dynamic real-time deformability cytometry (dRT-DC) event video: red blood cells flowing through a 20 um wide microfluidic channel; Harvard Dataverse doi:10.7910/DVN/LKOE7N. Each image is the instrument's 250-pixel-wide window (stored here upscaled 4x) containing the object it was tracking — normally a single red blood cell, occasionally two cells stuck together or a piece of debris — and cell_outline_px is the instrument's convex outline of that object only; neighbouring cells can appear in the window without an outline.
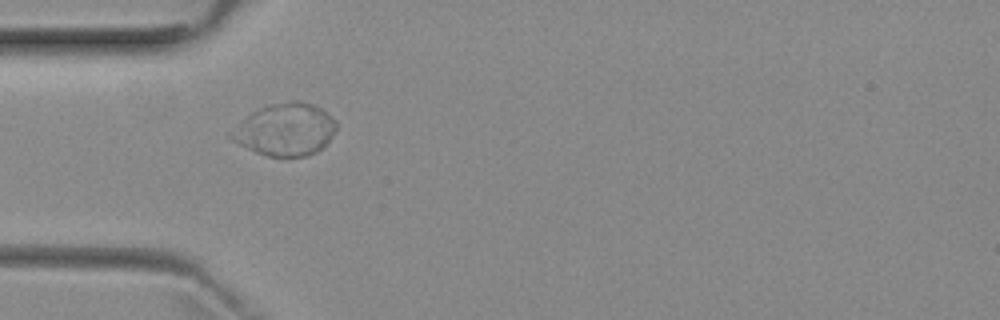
{"species": "common noctule bat (a hibernating species)", "species_latin": "Nyctalus noctula", "temperature_condition": "room temperature", "stored_images_in_passage": 10, "camera_frame_rate_fps": 3000, "um_per_image_px": 0.085, "animal": {"sex": "female", "body_mass_g": 29.2, "forearm_length_mm": 56.3}, "frame": {"image": 1, "passage_image": 4, "time_ms": 5.0, "image_size_px": [1000, 320], "cell_outline_px": [[336, 128], [328, 140], [316, 152], [304, 156], [268, 156], [256, 152], [232, 140], [228, 136], [252, 112], [260, 108], [272, 104], [292, 100], [300, 100], [312, 104], [320, 108], [332, 116], [336, 120]], "centroid_in_image_um": [24.28, 11.0], "position_along_channel_um": 60.7, "area_um2": 31.33}}
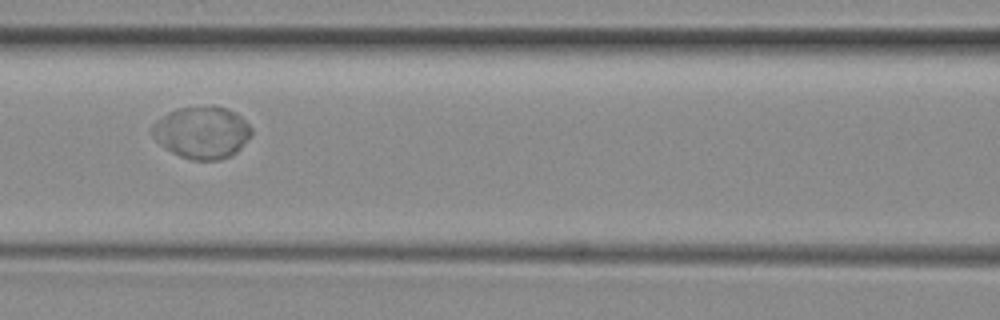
{"frame": {"image": 2, "passage_image": 6, "time_ms": 7.333, "image_size_px": [1000, 320], "cell_outline_px": [[252, 136], [236, 152], [228, 156], [216, 160], [192, 160], [180, 156], [172, 152], [160, 144], [152, 136], [152, 124], [156, 120], [168, 112], [180, 108], [212, 104], [228, 108], [236, 112], [252, 128]], "centroid_in_image_um": [17.17, 11.23], "position_along_channel_um": 149.4, "area_um2": 30.4}}
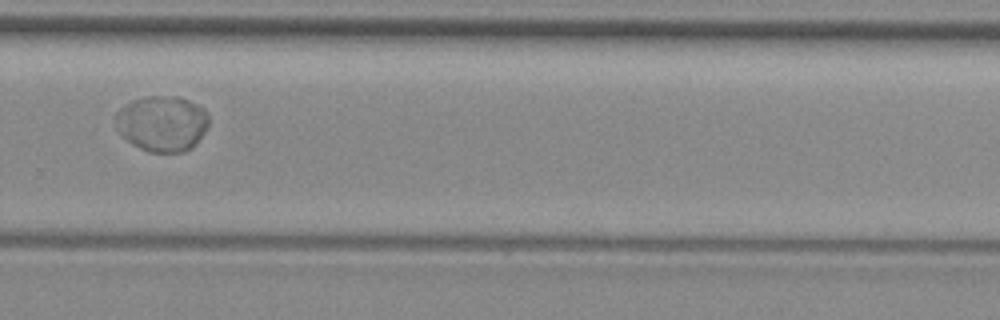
{"frame": {"image": 3, "passage_image": 10, "time_ms": 11.667, "image_size_px": [1000, 320], "cell_outline_px": [[208, 124], [204, 132], [184, 152], [148, 152], [132, 144], [116, 128], [116, 112], [120, 108], [132, 100], [148, 96], [180, 96], [204, 108], [208, 116]], "centroid_in_image_um": [13.76, 10.47], "position_along_channel_um": 316.0, "area_um2": 29.94}}